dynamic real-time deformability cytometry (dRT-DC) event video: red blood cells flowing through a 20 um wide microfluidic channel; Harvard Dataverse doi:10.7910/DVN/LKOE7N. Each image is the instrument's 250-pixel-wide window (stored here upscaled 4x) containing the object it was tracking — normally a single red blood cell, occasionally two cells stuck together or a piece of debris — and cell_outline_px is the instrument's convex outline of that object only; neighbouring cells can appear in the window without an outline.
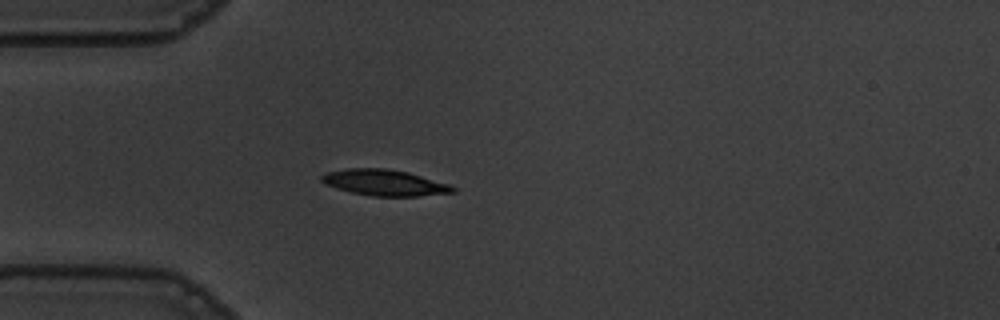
{"species": "common noctule bat (a hibernating species)", "species_latin": "Nyctalus noctula", "temperature_condition": "warm", "stored_images_in_passage": 41, "camera_frame_rate_fps": 3000, "um_per_image_px": 0.085, "animal": {"sex": "male", "body_mass_g": 19.5, "forearm_length_mm": 54.6}, "frame": {"image": 1, "passage_image": 1, "time_ms": 0.0, "image_size_px": [1000, 320], "cell_outline_px": [[456, 192], [420, 196], [372, 196], [352, 192], [336, 188], [320, 180], [320, 176], [328, 172], [348, 168], [384, 168], [408, 172], [448, 184], [456, 188]], "centroid_in_image_um": [32.7, 15.52], "position_along_channel_um": 52.3, "area_um2": 19.71}}
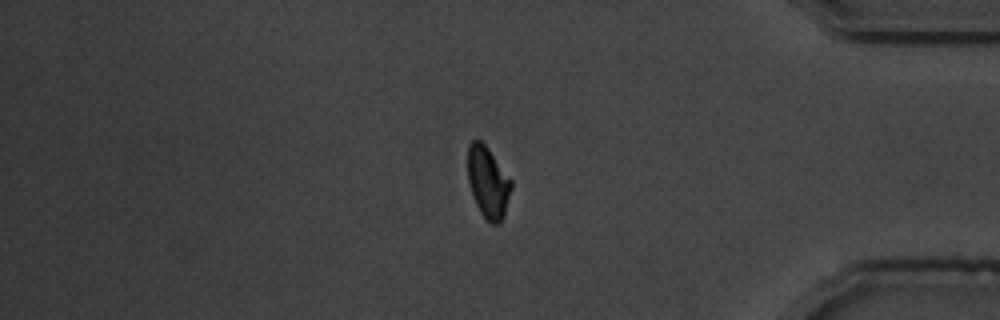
{"frame": {"image": 2, "passage_image": 32, "time_ms": 10.333, "image_size_px": [1000, 320], "cell_outline_px": [[512, 188], [504, 216], [500, 224], [492, 224], [480, 212], [472, 196], [468, 180], [468, 144], [472, 140], [480, 140], [484, 144], [512, 180]], "centroid_in_image_um": [41.48, 15.51], "position_along_channel_um": 393.7, "area_um2": 18.03}}
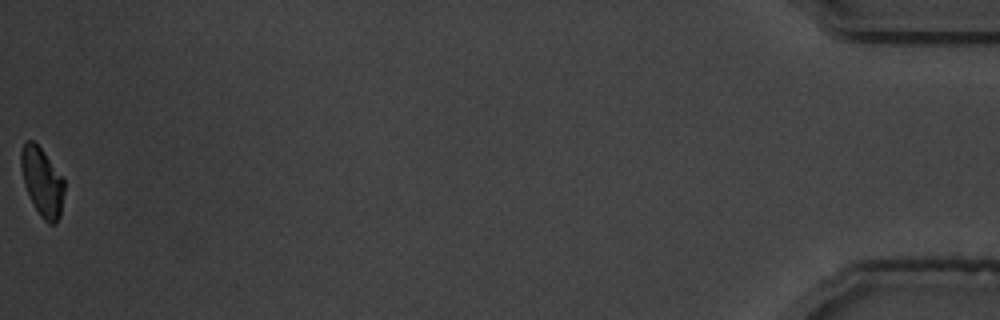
{"frame": {"image": 3, "passage_image": 41, "time_ms": 13.333, "image_size_px": [1000, 320], "cell_outline_px": [[64, 192], [60, 216], [56, 224], [48, 224], [40, 216], [24, 184], [20, 164], [20, 152], [24, 140], [32, 140], [40, 148], [64, 180]], "centroid_in_image_um": [3.57, 15.47], "position_along_channel_um": 431.6, "area_um2": 16.99}, "authors_computed_cell_mechanics": {"area_um2": 19.363, "velocity_mm_per_s": 3.6464, "shape_relaxation_time_tau1_ms": 3.6588, "shape_relaxation_time_tau2_ms": 1.3964, "deformation_change_tau1": 0.169, "deformation_change_tau2": 0.0683}}